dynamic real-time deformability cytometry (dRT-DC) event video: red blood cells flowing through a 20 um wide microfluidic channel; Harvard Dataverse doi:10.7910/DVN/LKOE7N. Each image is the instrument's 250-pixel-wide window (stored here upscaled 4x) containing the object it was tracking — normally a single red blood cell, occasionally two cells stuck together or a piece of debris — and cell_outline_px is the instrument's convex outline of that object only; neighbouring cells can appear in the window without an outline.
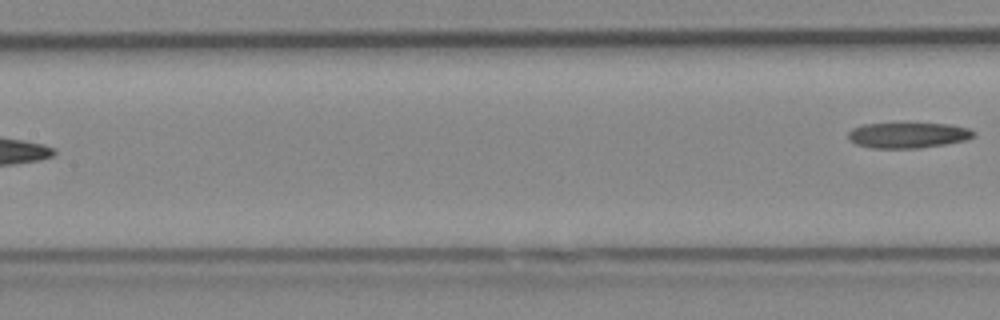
{"species": "Egyptian fruit bat (a non-hibernating species)", "species_latin": "Rousettus aegyptiacus", "temperature_condition": "cold", "stored_images_in_passage": 7, "segment_of_instrument_passage": [2, 2], "camera_frame_rate_fps": 3000, "um_per_image_px": 0.085, "animal": {"sex": "female"}, "frame": {"image": 1, "passage_image": 7, "time_ms": 2.0, "image_size_px": [1000, 320], "cell_outline_px": [[976, 132], [972, 136], [964, 140], [944, 144], [916, 148], [872, 148], [856, 144], [848, 140], [848, 132], [852, 128], [864, 124], [948, 124], [968, 128]], "centroid_in_image_um": [77.12, 11.5], "position_along_channel_um": 130.3, "area_um2": 18.38}}